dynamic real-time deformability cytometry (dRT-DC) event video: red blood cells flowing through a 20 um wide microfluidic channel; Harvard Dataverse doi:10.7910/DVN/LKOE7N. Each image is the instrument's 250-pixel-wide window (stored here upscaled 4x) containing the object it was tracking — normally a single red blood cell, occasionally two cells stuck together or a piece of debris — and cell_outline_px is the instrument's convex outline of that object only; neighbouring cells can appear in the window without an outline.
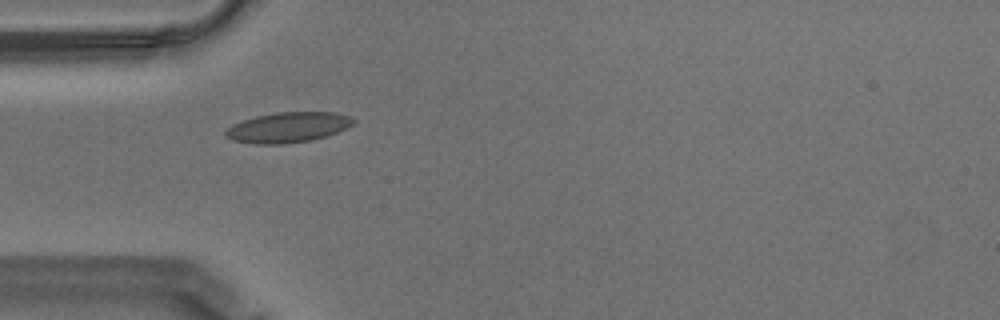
{"species": "Egyptian fruit bat (a non-hibernating species)", "species_latin": "Rousettus aegyptiacus", "temperature_condition": "warm", "stored_images_in_passage": 41, "camera_frame_rate_fps": 3000, "um_per_image_px": 0.085, "animal": {"sex": "male"}, "frame": {"image": 1, "passage_image": 1, "time_ms": 0.0, "image_size_px": [1000, 320], "cell_outline_px": [[356, 120], [352, 124], [336, 132], [312, 140], [284, 144], [256, 144], [232, 140], [224, 136], [224, 132], [232, 124], [256, 116], [276, 112], [336, 112], [352, 116]], "centroid_in_image_um": [24.46, 10.82], "position_along_channel_um": 60.5, "area_um2": 22.54}}
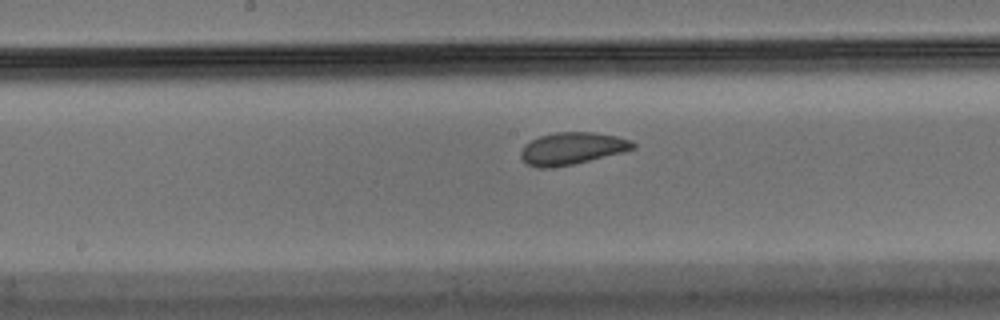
{"frame": {"image": 2, "passage_image": 13, "time_ms": 4.0, "image_size_px": [1000, 320], "cell_outline_px": [[636, 148], [572, 164], [552, 168], [536, 168], [528, 164], [520, 156], [520, 152], [524, 144], [540, 136], [556, 132], [592, 132], [616, 136], [632, 140], [636, 144]], "centroid_in_image_um": [48.59, 12.61], "position_along_channel_um": 199.6, "area_um2": 20.81}}
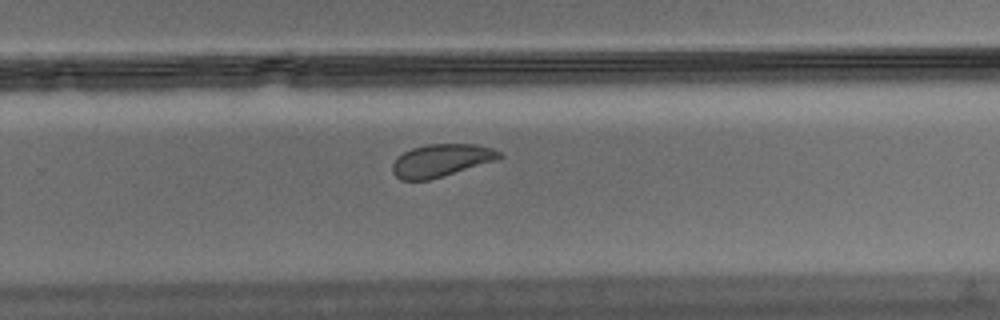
{"frame": {"image": 3, "passage_image": 21, "time_ms": 6.667, "image_size_px": [1000, 320], "cell_outline_px": [[504, 156], [500, 160], [428, 180], [400, 180], [392, 172], [392, 164], [404, 152], [412, 148], [428, 144], [476, 144], [492, 148], [500, 152]], "centroid_in_image_um": [37.55, 13.64], "position_along_channel_um": 292.2, "area_um2": 20.4}, "authors_computed_cell_mechanics": {"area_um2": 21.386, "velocity_mm_per_s": 3.4916, "shape_relaxation_time_tau1_ms": 4.9224, "shape_relaxation_time_tau2_ms": 3.1279, "deformation_change_tau1": 0.1041, "deformation_change_tau2": 0.0573}}